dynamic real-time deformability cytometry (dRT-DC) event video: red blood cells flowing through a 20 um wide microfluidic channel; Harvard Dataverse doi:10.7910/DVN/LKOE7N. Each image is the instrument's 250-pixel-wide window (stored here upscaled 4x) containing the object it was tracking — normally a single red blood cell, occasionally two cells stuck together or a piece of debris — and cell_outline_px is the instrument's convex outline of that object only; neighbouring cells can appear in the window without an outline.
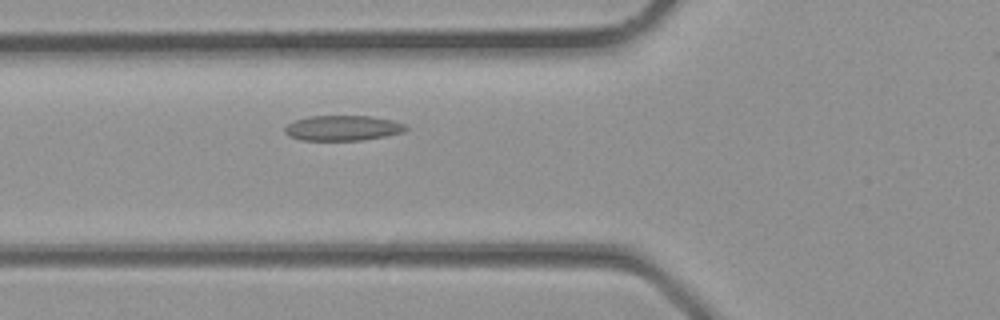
{"species": "common noctule bat (a hibernating species)", "species_latin": "Nyctalus noctula", "temperature_condition": "room temperature", "stored_images_in_passage": 27, "segment_of_instrument_passage": [1, 2], "camera_frame_rate_fps": 3000, "um_per_image_px": 0.085, "animal": {"sex": "male", "body_mass_g": 23.1, "forearm_length_mm": 52.7}, "frame": {"image": 1, "passage_image": 4, "time_ms": 1.0, "image_size_px": [1000, 320], "cell_outline_px": [[408, 128], [404, 132], [384, 136], [360, 140], [300, 140], [288, 136], [284, 132], [284, 128], [288, 124], [296, 120], [308, 116], [372, 116], [392, 120], [404, 124]], "centroid_in_image_um": [29.11, 10.88], "position_along_channel_um": 96.7, "area_um2": 17.74}}
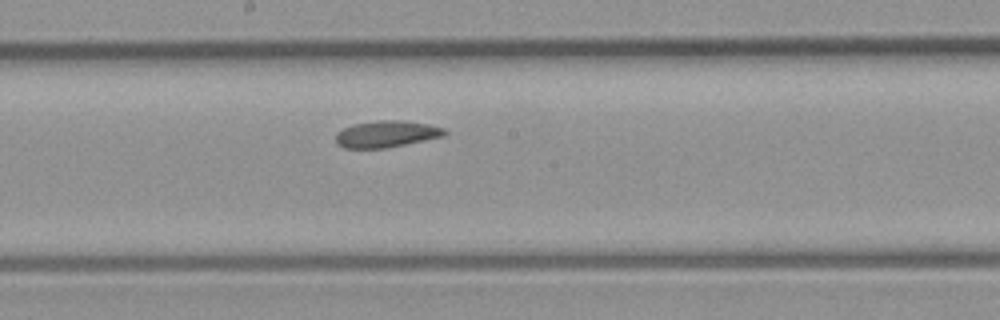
{"frame": {"image": 2, "passage_image": 10, "time_ms": 3.0, "image_size_px": [1000, 320], "cell_outline_px": [[448, 132], [444, 136], [384, 148], [344, 148], [336, 144], [336, 132], [352, 124], [380, 120], [404, 120], [428, 124], [444, 128]], "centroid_in_image_um": [32.83, 11.38], "position_along_channel_um": 215.4, "area_um2": 16.88}}
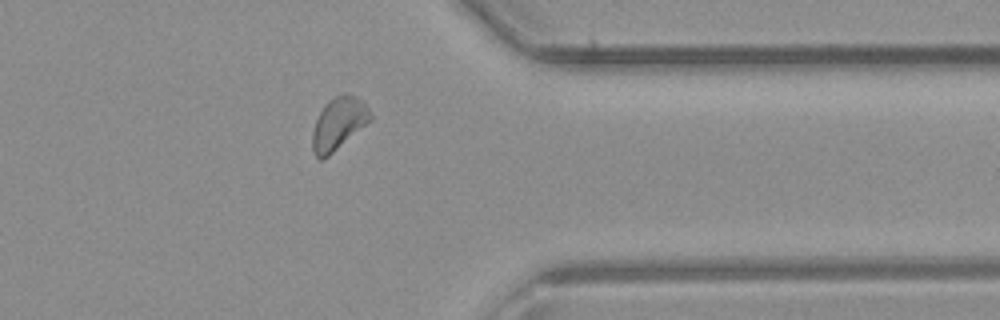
{"frame": {"image": 3, "passage_image": 19, "time_ms": 6.0, "image_size_px": [1000, 320], "cell_outline_px": [[372, 120], [328, 156], [320, 160], [312, 152], [312, 132], [316, 120], [320, 112], [328, 100], [336, 96], [348, 92], [356, 96], [368, 108], [372, 116]], "centroid_in_image_um": [28.77, 10.5], "position_along_channel_um": 382.6, "area_um2": 17.57}}